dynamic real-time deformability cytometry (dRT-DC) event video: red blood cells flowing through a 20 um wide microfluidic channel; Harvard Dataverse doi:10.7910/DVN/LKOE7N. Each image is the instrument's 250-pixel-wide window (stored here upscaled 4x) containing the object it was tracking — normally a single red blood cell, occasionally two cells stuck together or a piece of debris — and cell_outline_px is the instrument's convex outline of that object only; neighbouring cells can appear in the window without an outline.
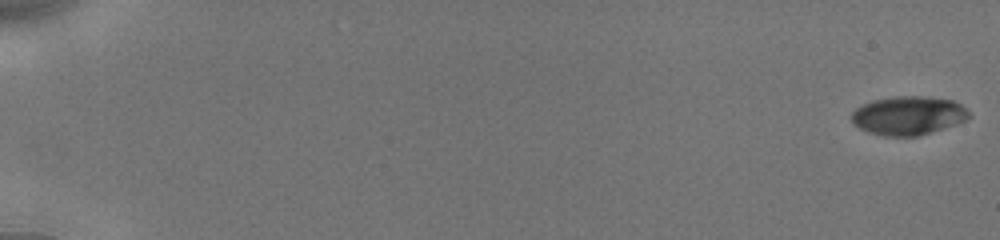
{"species": "human", "species_latin": "Homo sapiens", "temperature_condition": "cold", "stored_images_in_passage": 25, "camera_frame_rate_fps": 3000, "um_per_image_px": 0.085, "donor": {"sex": "male"}, "frame": {"image": 1, "passage_image": 1, "time_ms": 0.0, "image_size_px": [1000, 240], "cell_outline_px": [[972, 116], [956, 124], [916, 136], [884, 136], [868, 132], [852, 124], [852, 112], [856, 108], [872, 100], [896, 96], [924, 96], [952, 100], [960, 104]], "centroid_in_image_um": [77.18, 9.82], "position_along_channel_um": 7.8, "area_um2": 26.3}}
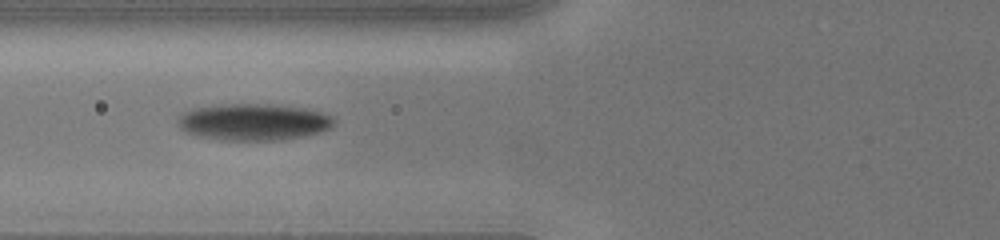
{"frame": {"image": 2, "passage_image": 15, "time_ms": 7.667, "image_size_px": [1000, 240], "cell_outline_px": [[336, 120], [328, 128], [320, 132], [304, 136], [280, 140], [224, 140], [200, 136], [188, 132], [180, 128], [180, 116], [184, 112], [196, 108], [228, 104], [268, 104], [304, 108], [320, 112], [332, 116]], "centroid_in_image_um": [21.6, 10.37], "position_along_channel_um": 104.2, "area_um2": 32.83}}
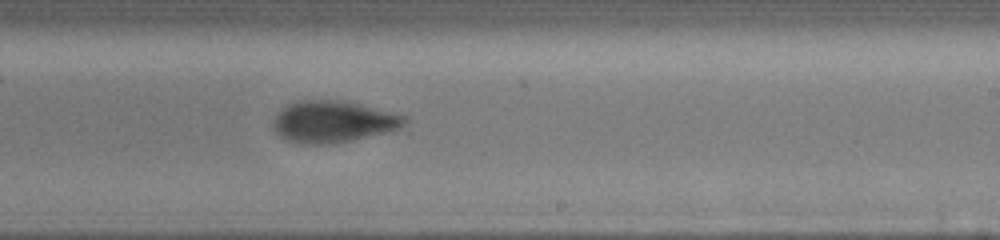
{"frame": {"image": 3, "passage_image": 25, "time_ms": 11.667, "image_size_px": [1000, 240], "cell_outline_px": [[408, 124], [392, 132], [328, 144], [304, 144], [288, 140], [276, 132], [272, 128], [272, 120], [288, 104], [300, 100], [336, 100], [360, 104], [408, 116]], "centroid_in_image_um": [28.37, 10.34], "position_along_channel_um": 260.6, "area_um2": 31.91}}